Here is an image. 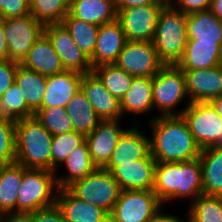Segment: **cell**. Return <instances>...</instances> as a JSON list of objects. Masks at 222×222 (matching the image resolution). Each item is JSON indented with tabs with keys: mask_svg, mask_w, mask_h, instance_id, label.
<instances>
[{
	"mask_svg": "<svg viewBox=\"0 0 222 222\" xmlns=\"http://www.w3.org/2000/svg\"><path fill=\"white\" fill-rule=\"evenodd\" d=\"M31 14L29 0H0V19H10Z\"/></svg>",
	"mask_w": 222,
	"mask_h": 222,
	"instance_id": "obj_40",
	"label": "cell"
},
{
	"mask_svg": "<svg viewBox=\"0 0 222 222\" xmlns=\"http://www.w3.org/2000/svg\"><path fill=\"white\" fill-rule=\"evenodd\" d=\"M162 208L163 203L151 190H122L110 222H149Z\"/></svg>",
	"mask_w": 222,
	"mask_h": 222,
	"instance_id": "obj_10",
	"label": "cell"
},
{
	"mask_svg": "<svg viewBox=\"0 0 222 222\" xmlns=\"http://www.w3.org/2000/svg\"><path fill=\"white\" fill-rule=\"evenodd\" d=\"M153 77H134L127 93L121 98L122 116L127 113L143 115L153 111L152 98Z\"/></svg>",
	"mask_w": 222,
	"mask_h": 222,
	"instance_id": "obj_25",
	"label": "cell"
},
{
	"mask_svg": "<svg viewBox=\"0 0 222 222\" xmlns=\"http://www.w3.org/2000/svg\"><path fill=\"white\" fill-rule=\"evenodd\" d=\"M85 142V136L75 131L57 134L52 137V172L58 173V167L69 155ZM59 164V165H58Z\"/></svg>",
	"mask_w": 222,
	"mask_h": 222,
	"instance_id": "obj_38",
	"label": "cell"
},
{
	"mask_svg": "<svg viewBox=\"0 0 222 222\" xmlns=\"http://www.w3.org/2000/svg\"><path fill=\"white\" fill-rule=\"evenodd\" d=\"M153 193L163 203L174 199L192 198L193 202L202 190V166L199 158L172 163H156Z\"/></svg>",
	"mask_w": 222,
	"mask_h": 222,
	"instance_id": "obj_2",
	"label": "cell"
},
{
	"mask_svg": "<svg viewBox=\"0 0 222 222\" xmlns=\"http://www.w3.org/2000/svg\"><path fill=\"white\" fill-rule=\"evenodd\" d=\"M30 222H65L63 213L55 204L29 213Z\"/></svg>",
	"mask_w": 222,
	"mask_h": 222,
	"instance_id": "obj_41",
	"label": "cell"
},
{
	"mask_svg": "<svg viewBox=\"0 0 222 222\" xmlns=\"http://www.w3.org/2000/svg\"><path fill=\"white\" fill-rule=\"evenodd\" d=\"M209 10L222 21V0H211Z\"/></svg>",
	"mask_w": 222,
	"mask_h": 222,
	"instance_id": "obj_48",
	"label": "cell"
},
{
	"mask_svg": "<svg viewBox=\"0 0 222 222\" xmlns=\"http://www.w3.org/2000/svg\"><path fill=\"white\" fill-rule=\"evenodd\" d=\"M209 103L213 106L218 115L222 118V95L211 99Z\"/></svg>",
	"mask_w": 222,
	"mask_h": 222,
	"instance_id": "obj_49",
	"label": "cell"
},
{
	"mask_svg": "<svg viewBox=\"0 0 222 222\" xmlns=\"http://www.w3.org/2000/svg\"><path fill=\"white\" fill-rule=\"evenodd\" d=\"M55 172L25 168L16 200V212L31 213L56 204L58 186Z\"/></svg>",
	"mask_w": 222,
	"mask_h": 222,
	"instance_id": "obj_5",
	"label": "cell"
},
{
	"mask_svg": "<svg viewBox=\"0 0 222 222\" xmlns=\"http://www.w3.org/2000/svg\"><path fill=\"white\" fill-rule=\"evenodd\" d=\"M8 60L7 42L4 33L3 19H0V62Z\"/></svg>",
	"mask_w": 222,
	"mask_h": 222,
	"instance_id": "obj_47",
	"label": "cell"
},
{
	"mask_svg": "<svg viewBox=\"0 0 222 222\" xmlns=\"http://www.w3.org/2000/svg\"><path fill=\"white\" fill-rule=\"evenodd\" d=\"M211 0H175L172 6L184 14L209 10Z\"/></svg>",
	"mask_w": 222,
	"mask_h": 222,
	"instance_id": "obj_43",
	"label": "cell"
},
{
	"mask_svg": "<svg viewBox=\"0 0 222 222\" xmlns=\"http://www.w3.org/2000/svg\"><path fill=\"white\" fill-rule=\"evenodd\" d=\"M161 3H164L165 5H172L175 0H159Z\"/></svg>",
	"mask_w": 222,
	"mask_h": 222,
	"instance_id": "obj_50",
	"label": "cell"
},
{
	"mask_svg": "<svg viewBox=\"0 0 222 222\" xmlns=\"http://www.w3.org/2000/svg\"><path fill=\"white\" fill-rule=\"evenodd\" d=\"M52 137L35 116L15 121V162L52 171Z\"/></svg>",
	"mask_w": 222,
	"mask_h": 222,
	"instance_id": "obj_3",
	"label": "cell"
},
{
	"mask_svg": "<svg viewBox=\"0 0 222 222\" xmlns=\"http://www.w3.org/2000/svg\"><path fill=\"white\" fill-rule=\"evenodd\" d=\"M187 14L165 5L159 14L152 40L160 60L165 65H176L181 59L188 42Z\"/></svg>",
	"mask_w": 222,
	"mask_h": 222,
	"instance_id": "obj_4",
	"label": "cell"
},
{
	"mask_svg": "<svg viewBox=\"0 0 222 222\" xmlns=\"http://www.w3.org/2000/svg\"><path fill=\"white\" fill-rule=\"evenodd\" d=\"M83 74L63 71L47 76V86L41 108L66 107L74 94L81 89Z\"/></svg>",
	"mask_w": 222,
	"mask_h": 222,
	"instance_id": "obj_21",
	"label": "cell"
},
{
	"mask_svg": "<svg viewBox=\"0 0 222 222\" xmlns=\"http://www.w3.org/2000/svg\"><path fill=\"white\" fill-rule=\"evenodd\" d=\"M199 160L203 194L222 196V146L202 149Z\"/></svg>",
	"mask_w": 222,
	"mask_h": 222,
	"instance_id": "obj_27",
	"label": "cell"
},
{
	"mask_svg": "<svg viewBox=\"0 0 222 222\" xmlns=\"http://www.w3.org/2000/svg\"><path fill=\"white\" fill-rule=\"evenodd\" d=\"M221 44L187 42L184 53L176 64L182 70L208 69L220 65Z\"/></svg>",
	"mask_w": 222,
	"mask_h": 222,
	"instance_id": "obj_26",
	"label": "cell"
},
{
	"mask_svg": "<svg viewBox=\"0 0 222 222\" xmlns=\"http://www.w3.org/2000/svg\"><path fill=\"white\" fill-rule=\"evenodd\" d=\"M34 116L51 135L73 131L72 121L65 107L41 108L34 113Z\"/></svg>",
	"mask_w": 222,
	"mask_h": 222,
	"instance_id": "obj_37",
	"label": "cell"
},
{
	"mask_svg": "<svg viewBox=\"0 0 222 222\" xmlns=\"http://www.w3.org/2000/svg\"><path fill=\"white\" fill-rule=\"evenodd\" d=\"M92 71L98 76L104 87L119 100L127 93L134 78L115 64L99 65Z\"/></svg>",
	"mask_w": 222,
	"mask_h": 222,
	"instance_id": "obj_33",
	"label": "cell"
},
{
	"mask_svg": "<svg viewBox=\"0 0 222 222\" xmlns=\"http://www.w3.org/2000/svg\"><path fill=\"white\" fill-rule=\"evenodd\" d=\"M150 154L156 163H172L199 158L196 143L182 115L150 117Z\"/></svg>",
	"mask_w": 222,
	"mask_h": 222,
	"instance_id": "obj_1",
	"label": "cell"
},
{
	"mask_svg": "<svg viewBox=\"0 0 222 222\" xmlns=\"http://www.w3.org/2000/svg\"><path fill=\"white\" fill-rule=\"evenodd\" d=\"M162 208L149 222H184L183 218H179L178 216H174L173 214H165ZM186 221H188V216H186Z\"/></svg>",
	"mask_w": 222,
	"mask_h": 222,
	"instance_id": "obj_46",
	"label": "cell"
},
{
	"mask_svg": "<svg viewBox=\"0 0 222 222\" xmlns=\"http://www.w3.org/2000/svg\"><path fill=\"white\" fill-rule=\"evenodd\" d=\"M15 83L19 87L27 106L34 113L41 109L47 86V76L26 69L23 66H18Z\"/></svg>",
	"mask_w": 222,
	"mask_h": 222,
	"instance_id": "obj_29",
	"label": "cell"
},
{
	"mask_svg": "<svg viewBox=\"0 0 222 222\" xmlns=\"http://www.w3.org/2000/svg\"><path fill=\"white\" fill-rule=\"evenodd\" d=\"M15 162V121L0 117V166Z\"/></svg>",
	"mask_w": 222,
	"mask_h": 222,
	"instance_id": "obj_39",
	"label": "cell"
},
{
	"mask_svg": "<svg viewBox=\"0 0 222 222\" xmlns=\"http://www.w3.org/2000/svg\"><path fill=\"white\" fill-rule=\"evenodd\" d=\"M120 120H101L99 125L85 137L91 160L97 168H104L108 164L116 144L126 130L119 125Z\"/></svg>",
	"mask_w": 222,
	"mask_h": 222,
	"instance_id": "obj_14",
	"label": "cell"
},
{
	"mask_svg": "<svg viewBox=\"0 0 222 222\" xmlns=\"http://www.w3.org/2000/svg\"><path fill=\"white\" fill-rule=\"evenodd\" d=\"M62 164H65L67 173L65 176L55 174L58 189L67 188L97 168L91 160L86 142L77 147Z\"/></svg>",
	"mask_w": 222,
	"mask_h": 222,
	"instance_id": "obj_31",
	"label": "cell"
},
{
	"mask_svg": "<svg viewBox=\"0 0 222 222\" xmlns=\"http://www.w3.org/2000/svg\"><path fill=\"white\" fill-rule=\"evenodd\" d=\"M219 58H220V65H222V44L220 48Z\"/></svg>",
	"mask_w": 222,
	"mask_h": 222,
	"instance_id": "obj_51",
	"label": "cell"
},
{
	"mask_svg": "<svg viewBox=\"0 0 222 222\" xmlns=\"http://www.w3.org/2000/svg\"><path fill=\"white\" fill-rule=\"evenodd\" d=\"M65 108L68 116L71 118L73 131L85 137L101 122V119L81 89L73 95Z\"/></svg>",
	"mask_w": 222,
	"mask_h": 222,
	"instance_id": "obj_28",
	"label": "cell"
},
{
	"mask_svg": "<svg viewBox=\"0 0 222 222\" xmlns=\"http://www.w3.org/2000/svg\"><path fill=\"white\" fill-rule=\"evenodd\" d=\"M56 205L65 222H110V215L103 209L75 197L67 188L58 189Z\"/></svg>",
	"mask_w": 222,
	"mask_h": 222,
	"instance_id": "obj_20",
	"label": "cell"
},
{
	"mask_svg": "<svg viewBox=\"0 0 222 222\" xmlns=\"http://www.w3.org/2000/svg\"><path fill=\"white\" fill-rule=\"evenodd\" d=\"M182 117L201 150L222 146V118L209 102H191Z\"/></svg>",
	"mask_w": 222,
	"mask_h": 222,
	"instance_id": "obj_8",
	"label": "cell"
},
{
	"mask_svg": "<svg viewBox=\"0 0 222 222\" xmlns=\"http://www.w3.org/2000/svg\"><path fill=\"white\" fill-rule=\"evenodd\" d=\"M71 34L75 44L91 58L95 50L99 26L73 18L69 13L61 22Z\"/></svg>",
	"mask_w": 222,
	"mask_h": 222,
	"instance_id": "obj_32",
	"label": "cell"
},
{
	"mask_svg": "<svg viewBox=\"0 0 222 222\" xmlns=\"http://www.w3.org/2000/svg\"><path fill=\"white\" fill-rule=\"evenodd\" d=\"M22 66L44 76L65 71L60 57L45 34L34 43Z\"/></svg>",
	"mask_w": 222,
	"mask_h": 222,
	"instance_id": "obj_22",
	"label": "cell"
},
{
	"mask_svg": "<svg viewBox=\"0 0 222 222\" xmlns=\"http://www.w3.org/2000/svg\"><path fill=\"white\" fill-rule=\"evenodd\" d=\"M67 189L75 197L103 209L109 215L122 191L111 173L104 168H96L85 178L73 182Z\"/></svg>",
	"mask_w": 222,
	"mask_h": 222,
	"instance_id": "obj_7",
	"label": "cell"
},
{
	"mask_svg": "<svg viewBox=\"0 0 222 222\" xmlns=\"http://www.w3.org/2000/svg\"><path fill=\"white\" fill-rule=\"evenodd\" d=\"M153 107L158 109L159 116L182 115L191 103L186 91L184 71L177 65H164L153 77ZM186 98L188 103L182 110L175 111L176 106Z\"/></svg>",
	"mask_w": 222,
	"mask_h": 222,
	"instance_id": "obj_6",
	"label": "cell"
},
{
	"mask_svg": "<svg viewBox=\"0 0 222 222\" xmlns=\"http://www.w3.org/2000/svg\"><path fill=\"white\" fill-rule=\"evenodd\" d=\"M18 65L6 60L0 62V97L11 87L15 82V74Z\"/></svg>",
	"mask_w": 222,
	"mask_h": 222,
	"instance_id": "obj_42",
	"label": "cell"
},
{
	"mask_svg": "<svg viewBox=\"0 0 222 222\" xmlns=\"http://www.w3.org/2000/svg\"><path fill=\"white\" fill-rule=\"evenodd\" d=\"M69 14L98 26L117 19L114 0H70Z\"/></svg>",
	"mask_w": 222,
	"mask_h": 222,
	"instance_id": "obj_24",
	"label": "cell"
},
{
	"mask_svg": "<svg viewBox=\"0 0 222 222\" xmlns=\"http://www.w3.org/2000/svg\"><path fill=\"white\" fill-rule=\"evenodd\" d=\"M81 90L101 120L122 119L120 100L104 87L93 71L83 74Z\"/></svg>",
	"mask_w": 222,
	"mask_h": 222,
	"instance_id": "obj_17",
	"label": "cell"
},
{
	"mask_svg": "<svg viewBox=\"0 0 222 222\" xmlns=\"http://www.w3.org/2000/svg\"><path fill=\"white\" fill-rule=\"evenodd\" d=\"M44 34L52 43L65 70L81 74L92 72L90 58L75 44L71 34L62 23L45 25Z\"/></svg>",
	"mask_w": 222,
	"mask_h": 222,
	"instance_id": "obj_13",
	"label": "cell"
},
{
	"mask_svg": "<svg viewBox=\"0 0 222 222\" xmlns=\"http://www.w3.org/2000/svg\"><path fill=\"white\" fill-rule=\"evenodd\" d=\"M165 5L135 6L117 11L127 41H152Z\"/></svg>",
	"mask_w": 222,
	"mask_h": 222,
	"instance_id": "obj_12",
	"label": "cell"
},
{
	"mask_svg": "<svg viewBox=\"0 0 222 222\" xmlns=\"http://www.w3.org/2000/svg\"><path fill=\"white\" fill-rule=\"evenodd\" d=\"M116 11L122 9H128L135 6H146V5H165L159 0H114Z\"/></svg>",
	"mask_w": 222,
	"mask_h": 222,
	"instance_id": "obj_44",
	"label": "cell"
},
{
	"mask_svg": "<svg viewBox=\"0 0 222 222\" xmlns=\"http://www.w3.org/2000/svg\"><path fill=\"white\" fill-rule=\"evenodd\" d=\"M135 123L133 127L126 128L116 144L110 161L104 167L108 172L119 164L143 159L150 153V137L140 132L136 120Z\"/></svg>",
	"mask_w": 222,
	"mask_h": 222,
	"instance_id": "obj_19",
	"label": "cell"
},
{
	"mask_svg": "<svg viewBox=\"0 0 222 222\" xmlns=\"http://www.w3.org/2000/svg\"><path fill=\"white\" fill-rule=\"evenodd\" d=\"M156 161L149 153L145 158L115 166L111 175L121 190H151L154 185Z\"/></svg>",
	"mask_w": 222,
	"mask_h": 222,
	"instance_id": "obj_15",
	"label": "cell"
},
{
	"mask_svg": "<svg viewBox=\"0 0 222 222\" xmlns=\"http://www.w3.org/2000/svg\"><path fill=\"white\" fill-rule=\"evenodd\" d=\"M22 180V165L14 162L0 166V214L16 212V200Z\"/></svg>",
	"mask_w": 222,
	"mask_h": 222,
	"instance_id": "obj_30",
	"label": "cell"
},
{
	"mask_svg": "<svg viewBox=\"0 0 222 222\" xmlns=\"http://www.w3.org/2000/svg\"><path fill=\"white\" fill-rule=\"evenodd\" d=\"M183 71L190 102H209L222 95V65Z\"/></svg>",
	"mask_w": 222,
	"mask_h": 222,
	"instance_id": "obj_16",
	"label": "cell"
},
{
	"mask_svg": "<svg viewBox=\"0 0 222 222\" xmlns=\"http://www.w3.org/2000/svg\"><path fill=\"white\" fill-rule=\"evenodd\" d=\"M126 42L125 33L117 19L100 25L95 50L90 58L92 68L114 64Z\"/></svg>",
	"mask_w": 222,
	"mask_h": 222,
	"instance_id": "obj_18",
	"label": "cell"
},
{
	"mask_svg": "<svg viewBox=\"0 0 222 222\" xmlns=\"http://www.w3.org/2000/svg\"><path fill=\"white\" fill-rule=\"evenodd\" d=\"M114 64L134 77H154L165 65L152 41H127Z\"/></svg>",
	"mask_w": 222,
	"mask_h": 222,
	"instance_id": "obj_11",
	"label": "cell"
},
{
	"mask_svg": "<svg viewBox=\"0 0 222 222\" xmlns=\"http://www.w3.org/2000/svg\"><path fill=\"white\" fill-rule=\"evenodd\" d=\"M34 116V112L27 106L23 95L14 82L0 97V117L13 121Z\"/></svg>",
	"mask_w": 222,
	"mask_h": 222,
	"instance_id": "obj_36",
	"label": "cell"
},
{
	"mask_svg": "<svg viewBox=\"0 0 222 222\" xmlns=\"http://www.w3.org/2000/svg\"><path fill=\"white\" fill-rule=\"evenodd\" d=\"M188 211L189 222H222V196L201 194Z\"/></svg>",
	"mask_w": 222,
	"mask_h": 222,
	"instance_id": "obj_34",
	"label": "cell"
},
{
	"mask_svg": "<svg viewBox=\"0 0 222 222\" xmlns=\"http://www.w3.org/2000/svg\"><path fill=\"white\" fill-rule=\"evenodd\" d=\"M8 61L22 66L34 43L44 34V25L31 14L3 19Z\"/></svg>",
	"mask_w": 222,
	"mask_h": 222,
	"instance_id": "obj_9",
	"label": "cell"
},
{
	"mask_svg": "<svg viewBox=\"0 0 222 222\" xmlns=\"http://www.w3.org/2000/svg\"><path fill=\"white\" fill-rule=\"evenodd\" d=\"M70 0H29L31 15L44 26L61 23L69 13Z\"/></svg>",
	"mask_w": 222,
	"mask_h": 222,
	"instance_id": "obj_35",
	"label": "cell"
},
{
	"mask_svg": "<svg viewBox=\"0 0 222 222\" xmlns=\"http://www.w3.org/2000/svg\"><path fill=\"white\" fill-rule=\"evenodd\" d=\"M0 222H30L29 213L13 212L0 214Z\"/></svg>",
	"mask_w": 222,
	"mask_h": 222,
	"instance_id": "obj_45",
	"label": "cell"
},
{
	"mask_svg": "<svg viewBox=\"0 0 222 222\" xmlns=\"http://www.w3.org/2000/svg\"><path fill=\"white\" fill-rule=\"evenodd\" d=\"M188 42L222 44V21L210 10L187 14Z\"/></svg>",
	"mask_w": 222,
	"mask_h": 222,
	"instance_id": "obj_23",
	"label": "cell"
}]
</instances>
